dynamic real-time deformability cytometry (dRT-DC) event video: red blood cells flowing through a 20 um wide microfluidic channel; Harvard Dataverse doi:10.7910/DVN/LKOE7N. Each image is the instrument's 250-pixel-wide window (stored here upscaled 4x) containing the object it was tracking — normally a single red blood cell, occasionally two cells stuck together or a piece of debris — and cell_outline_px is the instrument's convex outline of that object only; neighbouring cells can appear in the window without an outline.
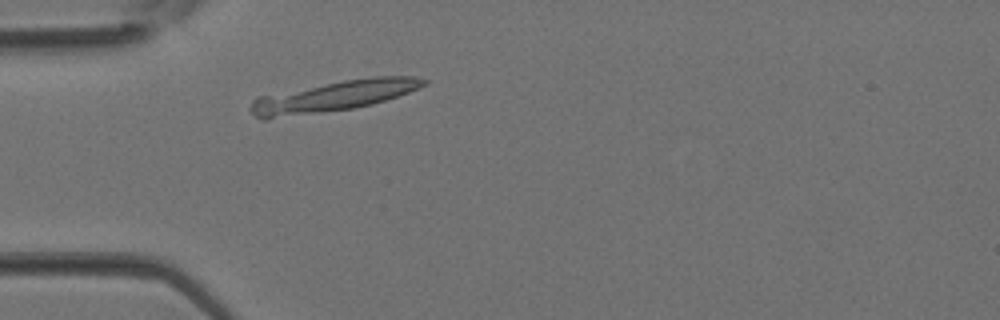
{"species": "Egyptian fruit bat (a non-hibernating species)", "species_latin": "Rousettus aegyptiacus", "temperature_condition": "room temperature", "stored_images_in_passage": 2, "camera_frame_rate_fps": 3000, "um_per_image_px": 0.085, "animal": {"sex": "female"}, "frame": {"image": 1, "passage_image": 2, "time_ms": 0.333, "image_size_px": [1000, 320], "cell_outline_px": [[428, 84], [420, 88], [372, 104], [356, 108], [268, 120], [260, 120], [248, 108], [252, 100], [256, 96], [344, 80], [376, 76], [416, 76], [428, 80]], "centroid_in_image_um": [28.29, 8.19], "position_along_channel_um": 56.7, "area_um2": 31.27}}